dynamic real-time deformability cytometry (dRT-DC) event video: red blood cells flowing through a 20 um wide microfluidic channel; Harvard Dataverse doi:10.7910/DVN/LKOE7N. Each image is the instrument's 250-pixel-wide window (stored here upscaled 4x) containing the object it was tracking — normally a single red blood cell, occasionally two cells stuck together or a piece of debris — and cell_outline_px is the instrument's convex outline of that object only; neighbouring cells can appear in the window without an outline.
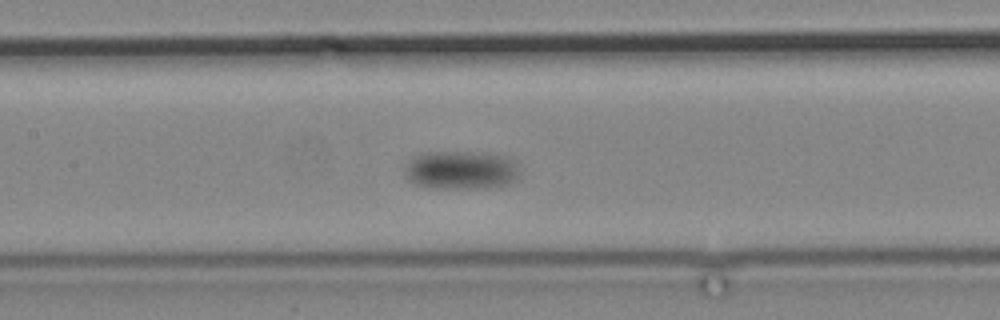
{"species": "common noctule bat (a hibernating species)", "species_latin": "Nyctalus noctula", "temperature_condition": "cold", "stored_images_in_passage": 19, "camera_frame_rate_fps": 3000, "um_per_image_px": 0.085, "animal": {"sex": "male", "body_mass_g": 19.2, "forearm_length_mm": 51.8}, "frame": {"image": 1, "passage_image": 16, "time_ms": 19.0, "image_size_px": [1000, 320], "cell_outline_px": [[516, 176], [508, 184], [492, 188], [436, 188], [416, 184], [408, 180], [404, 176], [404, 168], [416, 156], [436, 152], [476, 152], [508, 156], [516, 164]], "centroid_in_image_um": [39.18, 14.47], "position_along_channel_um": 168.2, "area_um2": 25.43}}
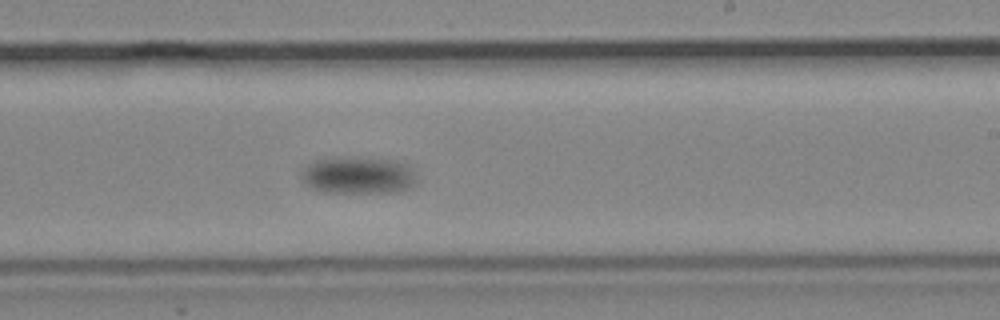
{"frame": {"image": 2, "passage_image": 19, "time_ms": 22.667, "image_size_px": [1000, 320], "cell_outline_px": [[416, 184], [400, 192], [324, 192], [312, 188], [304, 184], [300, 176], [300, 172], [308, 164], [316, 160], [328, 156], [396, 160], [408, 164], [416, 180]], "centroid_in_image_um": [30.4, 14.89], "position_along_channel_um": 258.6, "area_um2": 25.2}}